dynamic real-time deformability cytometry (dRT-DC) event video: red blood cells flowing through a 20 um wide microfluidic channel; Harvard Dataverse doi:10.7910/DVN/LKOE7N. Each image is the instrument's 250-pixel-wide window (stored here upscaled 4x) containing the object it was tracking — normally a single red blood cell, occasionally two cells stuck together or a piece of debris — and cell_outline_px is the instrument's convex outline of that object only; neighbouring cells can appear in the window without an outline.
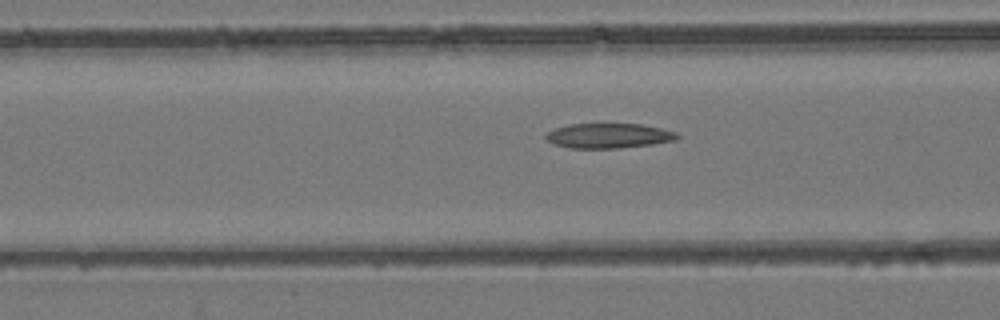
{"species": "common noctule bat (a hibernating species)", "species_latin": "Nyctalus noctula", "temperature_condition": "room temperature", "stored_images_in_passage": 30, "camera_frame_rate_fps": 3000, "um_per_image_px": 0.085, "animal": {"sex": "female", "body_mass_g": 24.6, "forearm_length_mm": 56.2}, "frame": {"image": 1, "passage_image": 6, "time_ms": 1.667, "image_size_px": [1000, 320], "cell_outline_px": [[680, 136], [676, 140], [652, 144], [620, 148], [568, 148], [556, 144], [548, 140], [544, 136], [544, 132], [552, 128], [572, 124], [640, 124], [660, 128], [676, 132]], "centroid_in_image_um": [51.7, 11.53], "position_along_channel_um": 114.9, "area_um2": 19.07}}
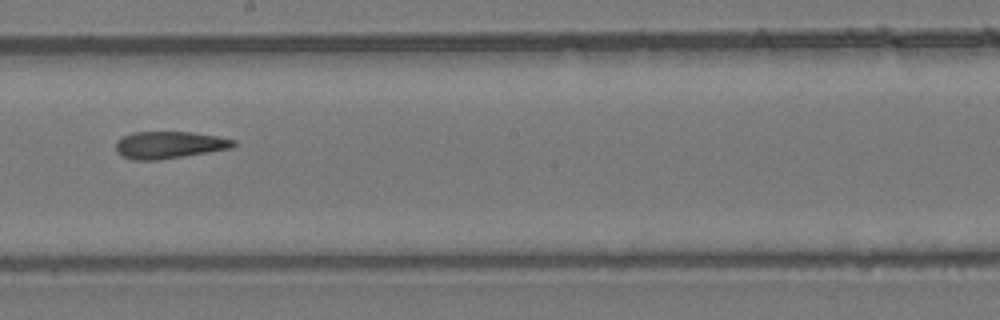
{"frame": {"image": 2, "passage_image": 15, "time_ms": 4.667, "image_size_px": [1000, 320], "cell_outline_px": [[236, 144], [232, 148], [156, 160], [132, 160], [120, 156], [116, 152], [116, 140], [132, 132], [192, 132], [216, 136], [236, 140]], "centroid_in_image_um": [14.34, 12.31], "position_along_channel_um": 233.9, "area_um2": 18.55}}
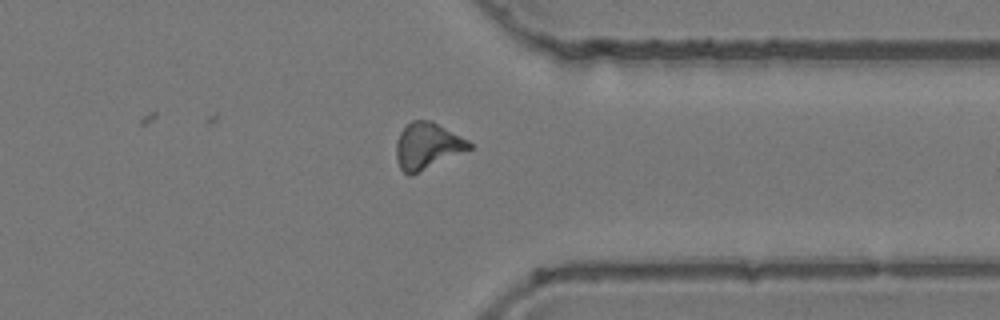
{"frame": {"image": 3, "passage_image": 26, "time_ms": 8.333, "image_size_px": [1000, 320], "cell_outline_px": [[472, 148], [412, 176], [408, 176], [400, 168], [396, 160], [396, 140], [400, 132], [412, 120], [432, 120], [468, 140], [472, 144]], "centroid_in_image_um": [36.3, 12.41], "position_along_channel_um": 375.1, "area_um2": 19.88}, "authors_computed_cell_mechanics": {"area_um2": 18.8428, "velocity_mm_per_s": 3.9558, "shape_relaxation_time_tau1_ms": null, "shape_relaxation_time_tau2_ms": 9.5313, "deformation_change_tau1": null, "deformation_change_tau2": 0.2495}}